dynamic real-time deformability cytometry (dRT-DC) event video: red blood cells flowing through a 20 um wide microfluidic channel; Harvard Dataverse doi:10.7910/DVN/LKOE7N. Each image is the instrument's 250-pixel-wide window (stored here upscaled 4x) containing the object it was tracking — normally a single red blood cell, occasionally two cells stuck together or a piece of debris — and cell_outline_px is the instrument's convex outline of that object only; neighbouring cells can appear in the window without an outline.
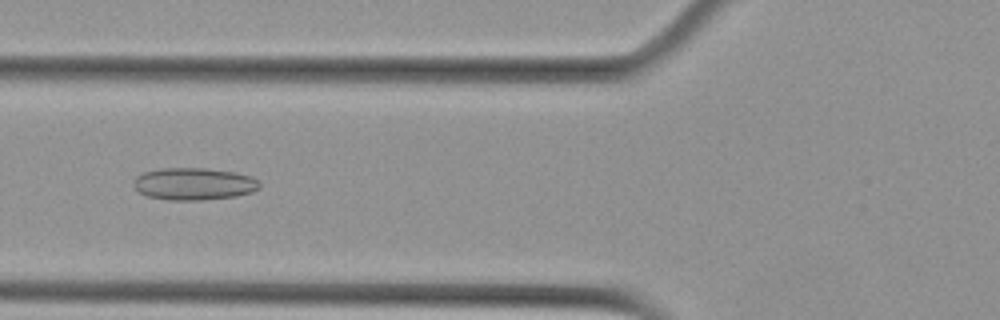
{"species": "Egyptian fruit bat (a non-hibernating species)", "species_latin": "Rousettus aegyptiacus", "temperature_condition": "cold", "stored_images_in_passage": 36, "camera_frame_rate_fps": 3000, "um_per_image_px": 0.085, "animal": {"sex": "female"}, "frame": {"image": 1, "passage_image": 6, "time_ms": 1.667, "image_size_px": [1000, 320], "cell_outline_px": [[260, 188], [252, 192], [236, 196], [200, 200], [168, 200], [148, 196], [140, 192], [132, 184], [132, 180], [136, 176], [144, 172], [160, 168], [204, 168], [236, 172], [252, 176], [260, 184]], "centroid_in_image_um": [16.47, 15.62], "position_along_channel_um": 109.3, "area_um2": 23.76}}
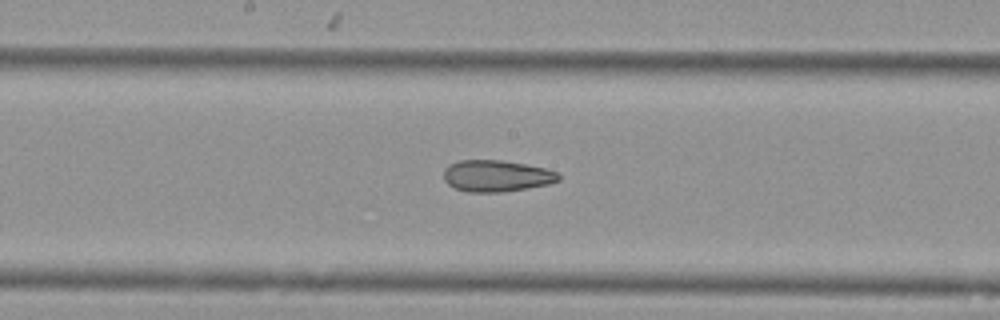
{"frame": {"image": 2, "passage_image": 14, "time_ms": 4.333, "image_size_px": [1000, 320], "cell_outline_px": [[560, 180], [548, 184], [528, 188], [500, 192], [468, 192], [456, 188], [448, 184], [444, 180], [444, 168], [448, 164], [460, 160], [500, 160], [524, 164], [544, 168], [556, 172], [560, 176]], "centroid_in_image_um": [42.17, 14.95], "position_along_channel_um": 206.0, "area_um2": 21.04}}
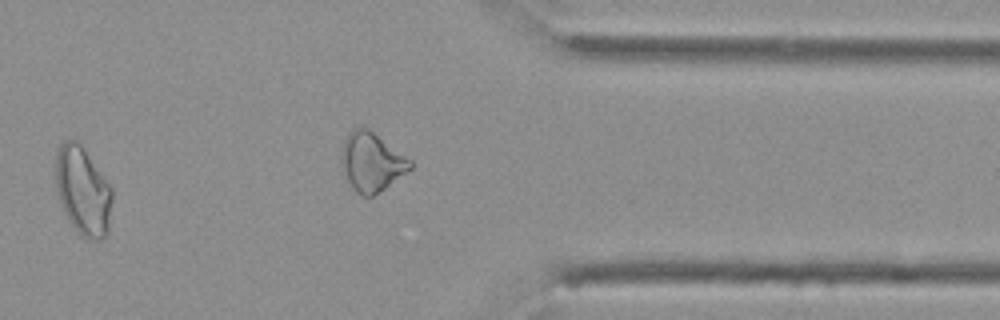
{"frame": {"image": 3, "passage_image": 29, "time_ms": 9.333, "image_size_px": [1000, 320], "cell_outline_px": [[112, 200], [108, 232], [100, 240], [88, 240], [80, 236], [68, 220], [64, 212], [56, 188], [56, 156], [60, 144], [64, 140], [76, 140], [80, 144], [112, 188]], "centroid_in_image_um": [7.04, 16.27], "position_along_channel_um": 404.4, "area_um2": 28.96}, "authors_computed_cell_mechanics": {"area_um2": 21.8773, "velocity_mm_per_s": 3.6168, "shape_relaxation_time_tau1_ms": null, "shape_relaxation_time_tau2_ms": 4.1239, "deformation_change_tau1": null, "deformation_change_tau2": 0.1265}}